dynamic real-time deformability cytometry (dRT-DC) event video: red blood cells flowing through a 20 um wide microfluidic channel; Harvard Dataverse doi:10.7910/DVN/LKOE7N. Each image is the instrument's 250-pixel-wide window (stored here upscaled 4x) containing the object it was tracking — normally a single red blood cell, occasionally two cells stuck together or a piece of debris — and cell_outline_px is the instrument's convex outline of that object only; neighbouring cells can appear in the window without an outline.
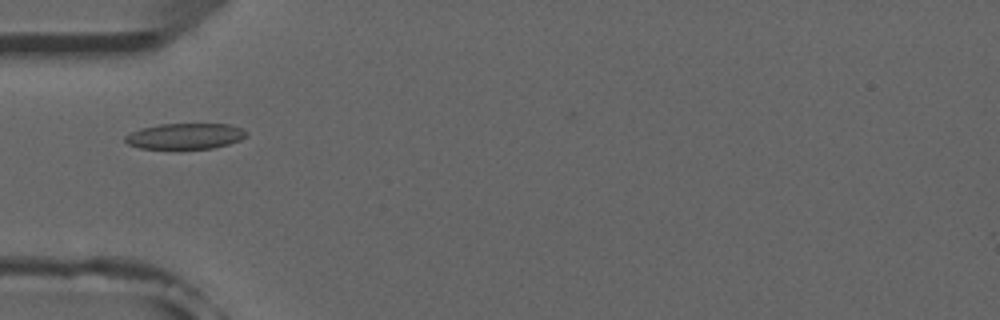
{"species": "common noctule bat (a hibernating species)", "species_latin": "Nyctalus noctula", "temperature_condition": "room temperature", "stored_images_in_passage": 38, "camera_frame_rate_fps": 3000, "um_per_image_px": 0.085, "animal": {"sex": "male", "forearm_length_mm": 52.5}, "frame": {"image": 1, "passage_image": 3, "time_ms": 0.667, "image_size_px": [1000, 320], "cell_outline_px": [[248, 136], [240, 140], [228, 144], [212, 148], [140, 148], [128, 144], [124, 140], [124, 136], [140, 128], [160, 124], [228, 124], [240, 128], [248, 132]], "centroid_in_image_um": [15.74, 11.56], "position_along_channel_um": 69.3, "area_um2": 18.09}}
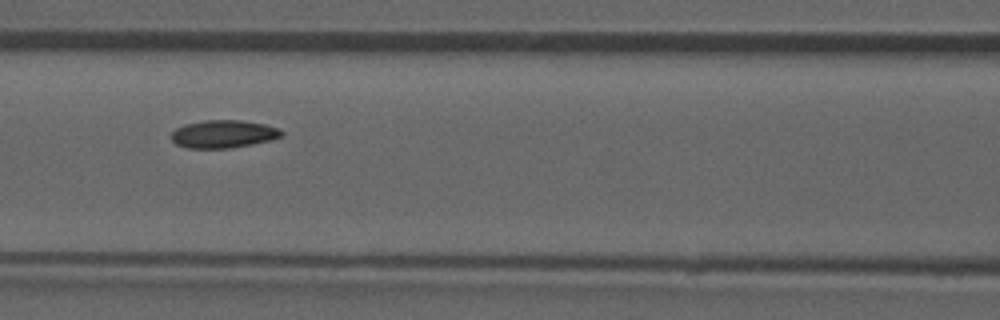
{"frame": {"image": 2, "passage_image": 9, "time_ms": 2.667, "image_size_px": [1000, 320], "cell_outline_px": [[284, 136], [272, 140], [252, 144], [228, 148], [188, 148], [176, 144], [172, 140], [172, 132], [176, 128], [184, 124], [204, 120], [240, 120], [264, 124], [280, 128], [284, 132]], "centroid_in_image_um": [19.02, 11.38], "position_along_channel_um": 147.6, "area_um2": 17.98}}
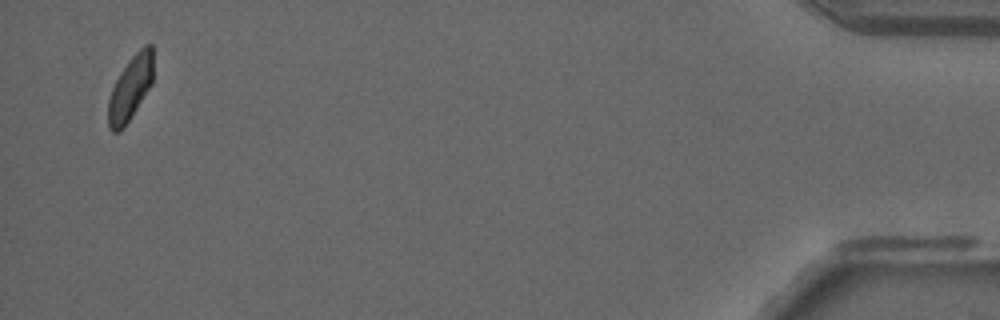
{"frame": {"image": 3, "passage_image": 37, "time_ms": 12.0, "image_size_px": [1000, 320], "cell_outline_px": [[152, 84], [128, 120], [116, 132], [112, 132], [108, 128], [108, 100], [112, 88], [116, 80], [128, 60], [144, 44], [152, 44]], "centroid_in_image_um": [11.07, 7.45], "position_along_channel_um": 424.1, "area_um2": 16.42}, "authors_computed_cell_mechanics": {"area_um2": 17.7157, "velocity_mm_per_s": 3.907, "shape_relaxation_time_tau1_ms": null, "shape_relaxation_time_tau2_ms": 2.2512, "deformation_change_tau1": null, "deformation_change_tau2": 0.0629}}